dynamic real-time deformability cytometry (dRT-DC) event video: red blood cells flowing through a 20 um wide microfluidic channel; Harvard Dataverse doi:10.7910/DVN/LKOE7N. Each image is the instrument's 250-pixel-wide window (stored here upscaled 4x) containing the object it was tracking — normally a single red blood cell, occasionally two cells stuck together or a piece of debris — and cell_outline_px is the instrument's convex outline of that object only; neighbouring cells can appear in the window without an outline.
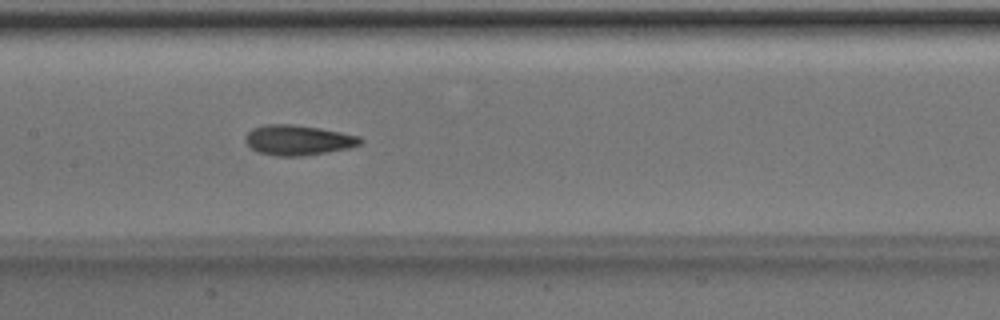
{"species": "Egyptian fruit bat (a non-hibernating species)", "species_latin": "Rousettus aegyptiacus", "temperature_condition": "room temperature", "stored_images_in_passage": 48, "camera_frame_rate_fps": 3000, "um_per_image_px": 0.085, "animal": {"sex": "male"}, "frame": {"image": 1, "passage_image": 25, "time_ms": 8.0, "image_size_px": [1000, 320], "cell_outline_px": [[364, 140], [360, 144], [348, 148], [304, 156], [276, 156], [260, 152], [252, 148], [244, 140], [244, 136], [252, 128], [264, 124], [292, 124], [320, 128], [360, 136]], "centroid_in_image_um": [25.32, 11.9], "position_along_channel_um": 182.1, "area_um2": 20.17}}
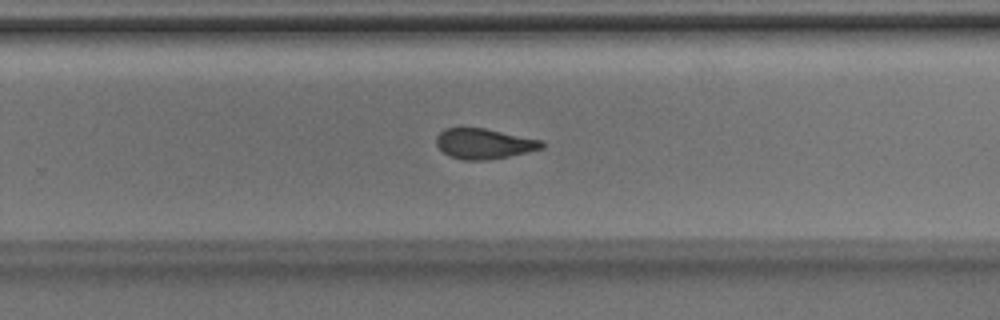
{"frame": {"image": 2, "passage_image": 33, "time_ms": 10.667, "image_size_px": [1000, 320], "cell_outline_px": [[544, 148], [528, 152], [488, 160], [464, 160], [448, 156], [436, 144], [436, 136], [444, 128], [484, 128], [544, 140]], "centroid_in_image_um": [41.16, 12.21], "position_along_channel_um": 288.6, "area_um2": 18.73}}
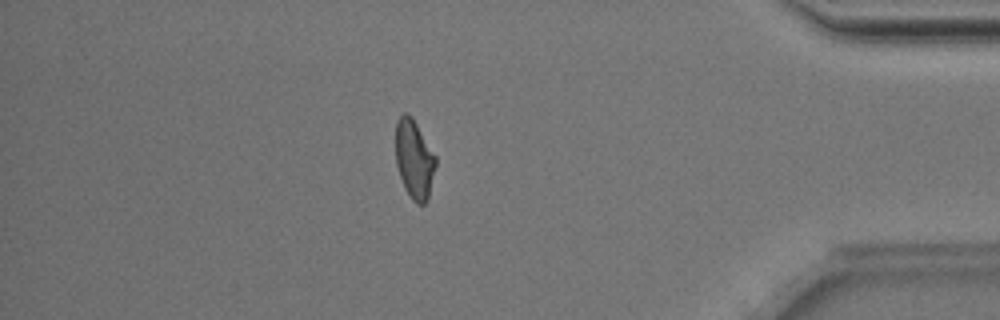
{"frame": {"image": 3, "passage_image": 44, "time_ms": 14.333, "image_size_px": [1000, 320], "cell_outline_px": [[436, 164], [428, 200], [424, 204], [416, 204], [412, 200], [404, 188], [396, 164], [396, 120], [404, 112], [412, 116], [436, 156]], "centroid_in_image_um": [35.21, 13.54], "position_along_channel_um": 400.0, "area_um2": 18.5}}